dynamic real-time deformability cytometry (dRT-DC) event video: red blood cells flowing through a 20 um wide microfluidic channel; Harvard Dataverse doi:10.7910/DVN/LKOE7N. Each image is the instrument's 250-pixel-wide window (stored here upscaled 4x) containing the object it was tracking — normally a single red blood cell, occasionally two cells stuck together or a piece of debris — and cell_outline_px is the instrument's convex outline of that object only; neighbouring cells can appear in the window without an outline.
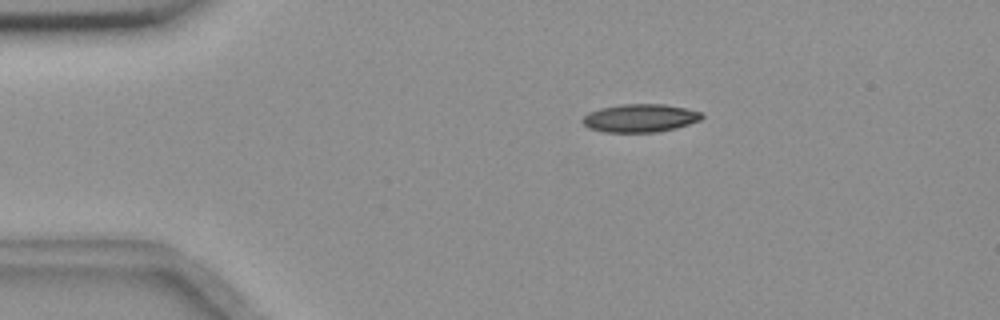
{"species": "common noctule bat (a hibernating species)", "species_latin": "Nyctalus noctula", "temperature_condition": "room temperature", "stored_images_in_passage": 43, "camera_frame_rate_fps": 3000, "um_per_image_px": 0.085, "animal": {"sex": "female", "body_mass_g": 18.4}, "frame": {"image": 1, "passage_image": 2, "time_ms": 0.333, "image_size_px": [1000, 320], "cell_outline_px": [[704, 116], [700, 120], [676, 128], [656, 132], [604, 132], [588, 128], [580, 120], [588, 112], [600, 108], [620, 104], [664, 104], [684, 108], [700, 112]], "centroid_in_image_um": [54.36, 10.04], "position_along_channel_um": 30.6, "area_um2": 19.54}}
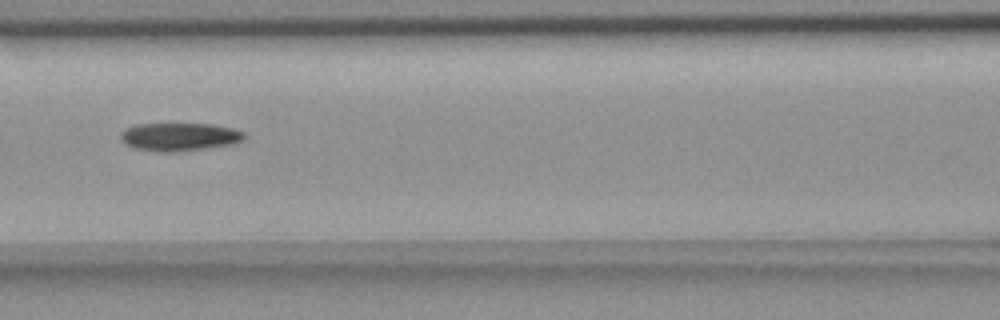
{"frame": {"image": 2, "passage_image": 16, "time_ms": 5.0, "image_size_px": [1000, 320], "cell_outline_px": [[244, 140], [232, 144], [176, 152], [160, 152], [132, 148], [124, 144], [120, 140], [120, 132], [124, 128], [136, 124], [212, 124], [232, 128], [244, 132]], "centroid_in_image_um": [15.18, 11.63], "position_along_channel_um": 151.4, "area_um2": 20.4}}
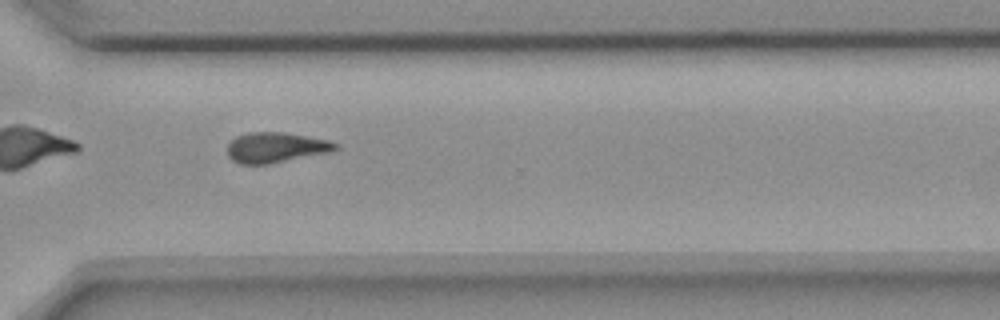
{"frame": {"image": 3, "passage_image": 32, "time_ms": 10.333, "image_size_px": [1000, 320], "cell_outline_px": [[340, 148], [328, 152], [268, 164], [240, 164], [232, 160], [228, 156], [228, 144], [236, 136], [248, 132], [284, 132], [328, 140], [340, 144]], "centroid_in_image_um": [23.44, 12.53], "position_along_channel_um": 347.2, "area_um2": 19.02}}